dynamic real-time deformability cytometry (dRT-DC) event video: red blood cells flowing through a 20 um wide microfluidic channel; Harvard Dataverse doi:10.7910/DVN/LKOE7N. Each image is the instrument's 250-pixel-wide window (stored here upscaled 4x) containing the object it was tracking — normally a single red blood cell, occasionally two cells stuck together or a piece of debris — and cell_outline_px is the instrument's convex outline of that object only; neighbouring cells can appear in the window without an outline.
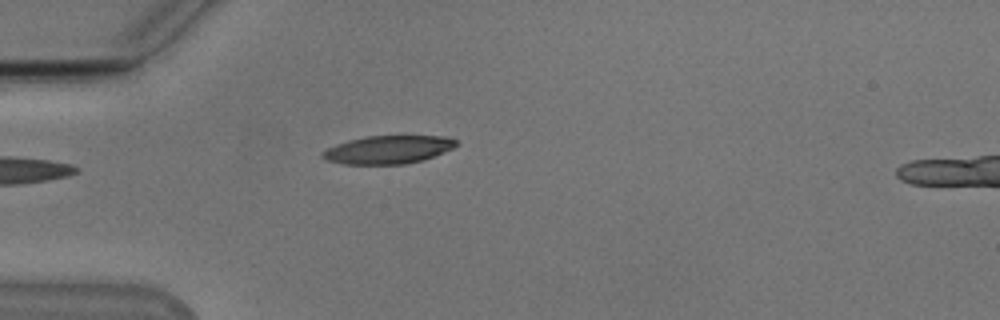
{"species": "Egyptian fruit bat (a non-hibernating species)", "species_latin": "Rousettus aegyptiacus", "temperature_condition": "cold", "stored_images_in_passage": 36, "camera_frame_rate_fps": 3000, "um_per_image_px": 0.085, "animal": {"sex": "male"}, "frame": {"image": 1, "passage_image": 1, "time_ms": 0.0, "image_size_px": [1000, 320], "cell_outline_px": [[460, 144], [444, 152], [424, 160], [404, 164], [344, 164], [324, 160], [320, 156], [320, 152], [336, 144], [348, 140], [368, 136], [444, 136], [456, 140]], "centroid_in_image_um": [32.97, 12.72], "position_along_channel_um": 52.0, "area_um2": 22.02}}
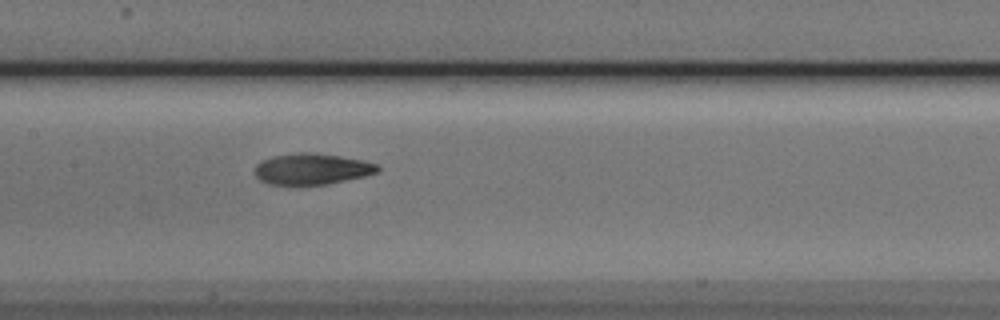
{"frame": {"image": 2, "passage_image": 12, "time_ms": 3.667, "image_size_px": [1000, 320], "cell_outline_px": [[380, 168], [376, 172], [364, 176], [328, 184], [268, 184], [260, 180], [256, 176], [256, 164], [260, 160], [272, 156], [300, 152], [312, 152], [340, 156], [364, 160], [376, 164]], "centroid_in_image_um": [26.49, 14.35], "position_along_channel_um": 180.9, "area_um2": 22.14}}
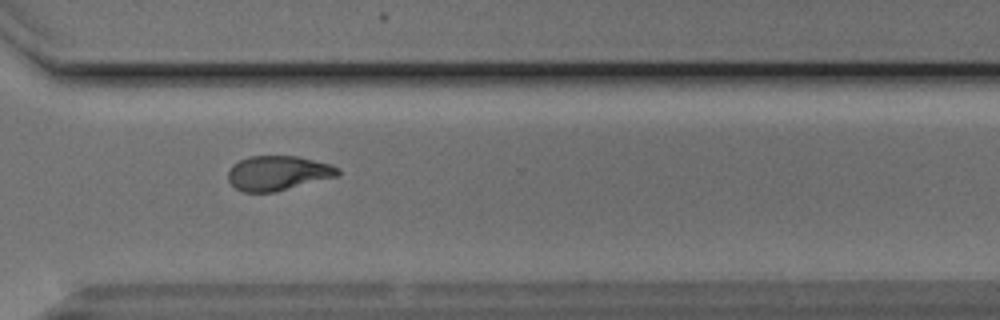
{"frame": {"image": 3, "passage_image": 25, "time_ms": 8.0, "image_size_px": [1000, 320], "cell_outline_px": [[340, 172], [336, 176], [272, 192], [244, 192], [236, 188], [228, 180], [228, 172], [232, 164], [248, 156], [296, 156], [332, 164], [340, 168]], "centroid_in_image_um": [23.6, 14.69], "position_along_channel_um": 347.0, "area_um2": 21.91}, "authors_computed_cell_mechanics": {"area_um2": 22.2819, "velocity_mm_per_s": 3.8444, "shape_relaxation_time_tau1_ms": 5.1265, "shape_relaxation_time_tau2_ms": 2.2134, "deformation_change_tau1": 0.174, "deformation_change_tau2": 0.0797}}